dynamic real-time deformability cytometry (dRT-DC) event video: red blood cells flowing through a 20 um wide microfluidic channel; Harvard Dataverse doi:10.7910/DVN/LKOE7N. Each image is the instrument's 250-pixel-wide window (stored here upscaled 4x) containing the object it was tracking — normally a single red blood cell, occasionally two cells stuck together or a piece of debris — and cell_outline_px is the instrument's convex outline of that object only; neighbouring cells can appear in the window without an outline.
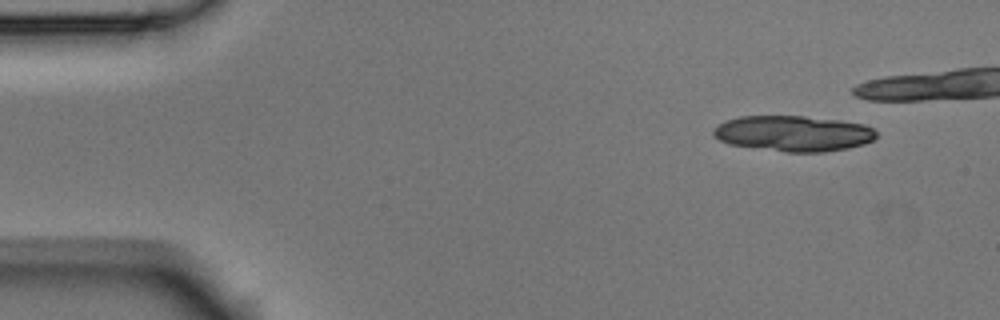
{"species": "Egyptian fruit bat (a non-hibernating species)", "species_latin": "Rousettus aegyptiacus", "temperature_condition": "room temperature", "stored_images_in_passage": 7, "camera_frame_rate_fps": 3000, "um_per_image_px": 0.085, "animal": {"sex": "male"}, "frame": {"image": 1, "passage_image": 1, "time_ms": 0.0, "image_size_px": [1000, 320], "cell_outline_px": [[876, 136], [872, 140], [864, 144], [848, 148], [824, 152], [788, 152], [728, 144], [720, 140], [712, 132], [716, 124], [740, 116], [804, 116], [840, 120], [864, 124], [872, 128], [876, 132]], "centroid_in_image_um": [67.44, 11.34], "position_along_channel_um": 17.6, "area_um2": 33.81}}
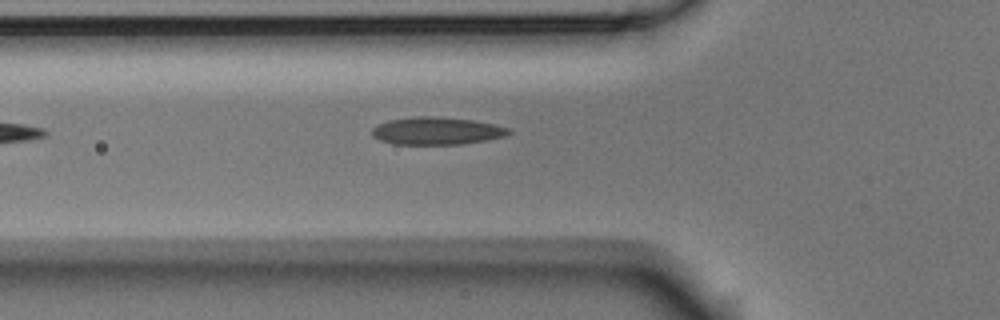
{"frame": {"image": 2, "passage_image": 7, "time_ms": 2.0, "image_size_px": [1000, 320], "cell_outline_px": [[512, 132], [504, 136], [464, 144], [392, 144], [380, 140], [372, 136], [372, 128], [376, 124], [388, 120], [416, 116], [432, 116], [472, 120], [492, 124], [508, 128]], "centroid_in_image_um": [37.05, 11.12], "position_along_channel_um": 88.7, "area_um2": 21.85}}